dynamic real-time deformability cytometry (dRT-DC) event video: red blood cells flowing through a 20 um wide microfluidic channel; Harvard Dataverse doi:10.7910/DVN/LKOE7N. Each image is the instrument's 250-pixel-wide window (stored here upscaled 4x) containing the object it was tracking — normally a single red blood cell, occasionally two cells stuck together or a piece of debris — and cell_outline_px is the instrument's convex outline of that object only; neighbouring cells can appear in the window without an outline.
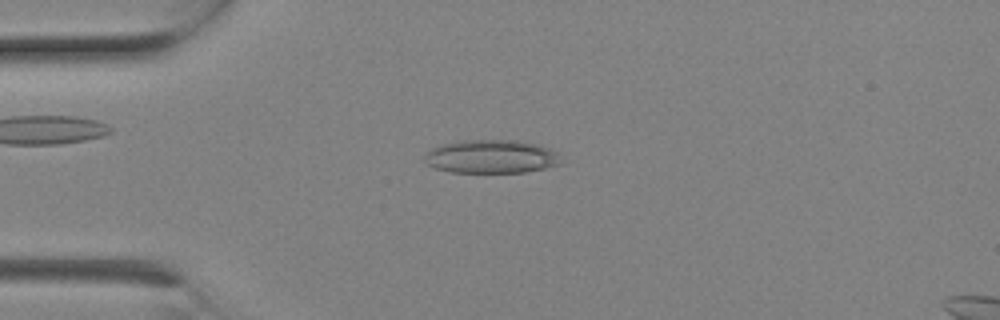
{"species": "Egyptian fruit bat (a non-hibernating species)", "species_latin": "Rousettus aegyptiacus", "temperature_condition": "room temperature", "stored_images_in_passage": 6, "camera_frame_rate_fps": 3000, "um_per_image_px": 0.085, "animal": {"sex": "female"}, "frame": {"image": 1, "passage_image": 5, "time_ms": 1.333, "image_size_px": [1000, 320], "cell_outline_px": [[560, 164], [544, 168], [524, 172], [452, 172], [436, 168], [428, 164], [424, 160], [424, 156], [432, 148], [444, 144], [460, 140], [516, 140], [536, 144], [548, 148], [556, 152]], "centroid_in_image_um": [41.73, 13.3], "position_along_channel_um": 43.3, "area_um2": 26.24}}